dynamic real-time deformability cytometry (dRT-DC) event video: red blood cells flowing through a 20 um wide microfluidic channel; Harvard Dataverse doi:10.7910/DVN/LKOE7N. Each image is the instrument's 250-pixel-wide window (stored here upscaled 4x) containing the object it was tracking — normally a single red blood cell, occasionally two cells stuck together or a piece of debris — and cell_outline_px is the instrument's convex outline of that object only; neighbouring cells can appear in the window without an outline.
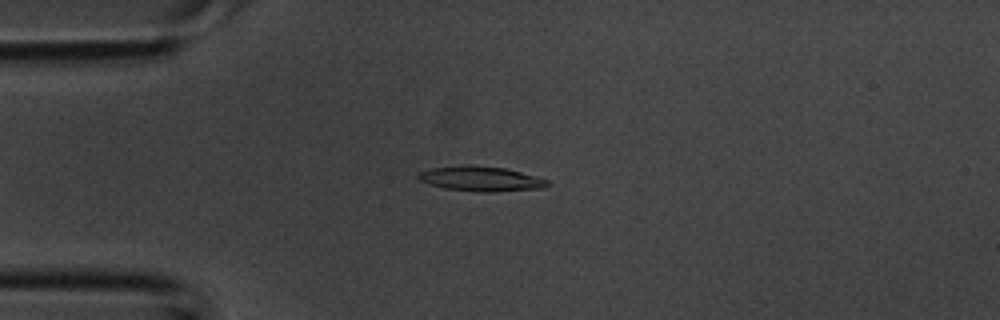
{"species": "common noctule bat (a hibernating species)", "species_latin": "Nyctalus noctula", "temperature_condition": "room temperature", "stored_images_in_passage": 2, "camera_frame_rate_fps": 3000, "um_per_image_px": 0.085, "animal": {"sex": "male", "body_mass_g": 20.1, "forearm_length_mm": 53.5}, "frame": {"image": 1, "passage_image": 2, "time_ms": 0.333, "image_size_px": [1000, 320], "cell_outline_px": [[548, 184], [544, 188], [496, 192], [476, 192], [444, 188], [428, 184], [420, 180], [416, 176], [420, 172], [432, 168], [468, 164], [504, 168], [536, 176], [548, 180]], "centroid_in_image_um": [40.86, 15.2], "position_along_channel_um": 44.1, "area_um2": 18.79}}